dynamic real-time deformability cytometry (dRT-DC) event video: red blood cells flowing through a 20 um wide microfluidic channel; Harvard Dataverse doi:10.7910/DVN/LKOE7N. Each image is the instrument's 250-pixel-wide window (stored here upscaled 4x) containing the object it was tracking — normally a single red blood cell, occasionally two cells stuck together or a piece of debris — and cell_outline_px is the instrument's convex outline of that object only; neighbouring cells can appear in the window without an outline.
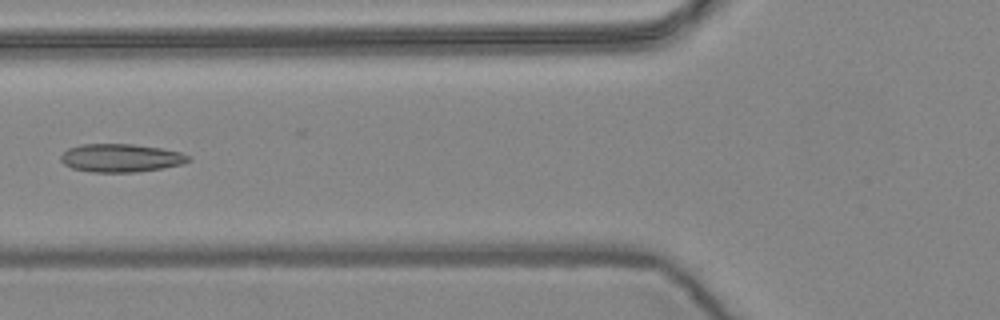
{"species": "common noctule bat (a hibernating species)", "species_latin": "Nyctalus noctula", "temperature_condition": "warm", "stored_images_in_passage": 8, "camera_frame_rate_fps": 3000, "um_per_image_px": 0.085, "animal": {"sex": "female", "body_mass_g": 24.6, "forearm_length_mm": 56.2}, "frame": {"image": 1, "passage_image": 7, "time_ms": 2.0, "image_size_px": [1000, 320], "cell_outline_px": [[192, 160], [184, 164], [136, 172], [92, 172], [72, 168], [64, 164], [60, 160], [60, 156], [68, 148], [80, 144], [132, 144], [160, 148], [180, 152], [188, 156]], "centroid_in_image_um": [10.25, 13.42], "position_along_channel_um": 115.5, "area_um2": 20.92}}
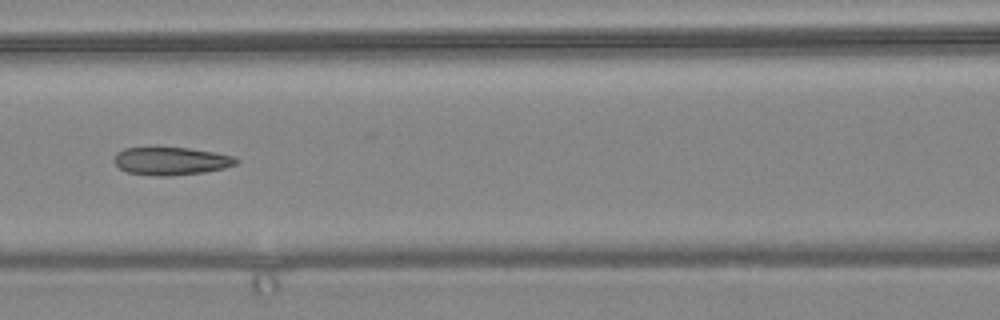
{"frame": {"image": 2, "passage_image": 8, "time_ms": 2.333, "image_size_px": [1000, 320], "cell_outline_px": [[240, 160], [236, 164], [224, 168], [204, 172], [168, 176], [156, 176], [128, 172], [120, 168], [112, 160], [116, 152], [124, 148], [156, 144], [188, 148], [212, 152], [232, 156]], "centroid_in_image_um": [14.46, 13.64], "position_along_channel_um": 152.1, "area_um2": 20.58}}